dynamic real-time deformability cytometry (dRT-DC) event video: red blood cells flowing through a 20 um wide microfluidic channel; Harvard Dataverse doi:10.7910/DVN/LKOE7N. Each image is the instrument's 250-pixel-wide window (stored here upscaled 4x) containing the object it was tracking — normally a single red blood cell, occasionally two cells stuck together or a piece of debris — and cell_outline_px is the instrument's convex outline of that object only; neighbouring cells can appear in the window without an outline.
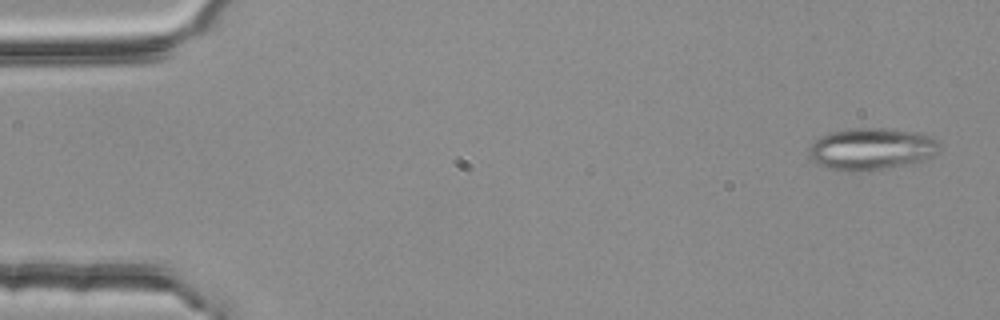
{"species": "common noctule bat (a hibernating species)", "species_latin": "Nyctalus noctula", "temperature_condition": "room temperature", "stored_images_in_passage": 55, "segment_of_instrument_passage": [1, 2], "camera_frame_rate_fps": 3000, "um_per_image_px": 0.085, "animal": {"sex": "female", "body_mass_g": 25.1}, "frame": {"image": 1, "passage_image": 3, "time_ms": 0.667, "image_size_px": [1000, 320], "cell_outline_px": [[940, 148], [932, 156], [924, 160], [884, 168], [856, 172], [852, 172], [832, 168], [820, 164], [812, 160], [808, 152], [808, 148], [820, 136], [832, 132], [852, 128], [880, 128], [916, 132], [928, 136], [936, 140], [940, 144]], "centroid_in_image_um": [74.06, 12.65], "position_along_channel_um": 10.9, "area_um2": 31.39}}